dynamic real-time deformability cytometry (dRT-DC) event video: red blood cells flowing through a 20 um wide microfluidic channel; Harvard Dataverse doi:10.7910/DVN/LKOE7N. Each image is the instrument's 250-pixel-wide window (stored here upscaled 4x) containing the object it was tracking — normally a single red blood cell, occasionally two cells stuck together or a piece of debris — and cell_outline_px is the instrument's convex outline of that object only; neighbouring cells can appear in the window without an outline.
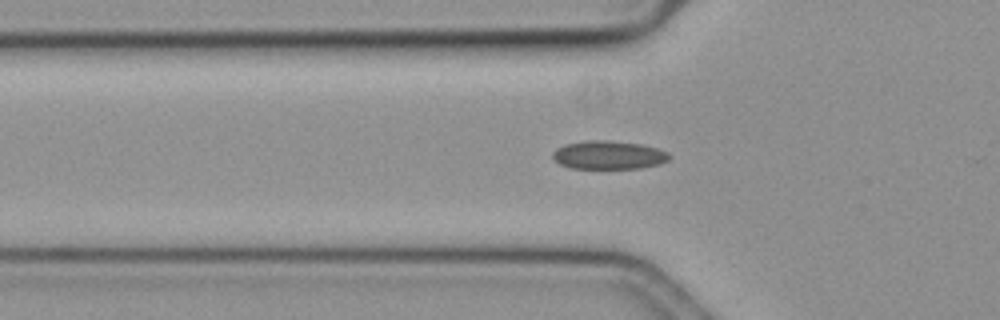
{"species": "common noctule bat (a hibernating species)", "species_latin": "Nyctalus noctula", "temperature_condition": "cold", "stored_images_in_passage": 44, "camera_frame_rate_fps": 3000, "um_per_image_px": 0.085, "animal": {"sex": "female", "body_mass_g": 19.3, "forearm_length_mm": 54.1}, "frame": {"image": 1, "passage_image": 10, "time_ms": 3.0, "image_size_px": [1000, 320], "cell_outline_px": [[672, 156], [668, 160], [660, 164], [640, 168], [568, 168], [560, 164], [552, 156], [552, 152], [556, 148], [564, 144], [588, 140], [604, 140], [640, 144], [656, 148], [668, 152]], "centroid_in_image_um": [51.72, 13.18], "position_along_channel_um": 74.1, "area_um2": 19.31}}
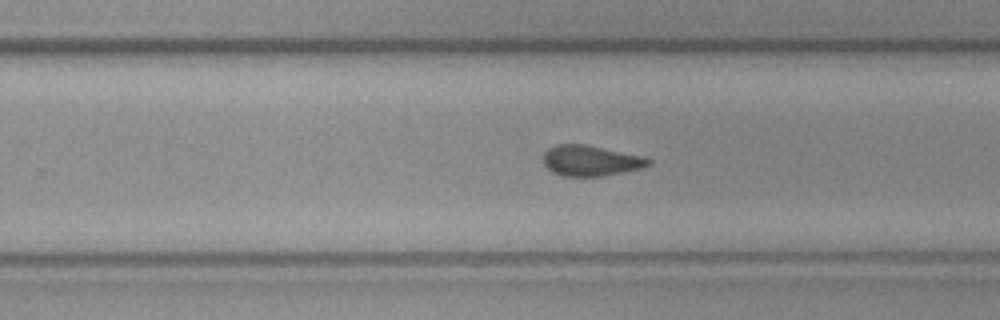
{"frame": {"image": 2, "passage_image": 27, "time_ms": 8.667, "image_size_px": [1000, 320], "cell_outline_px": [[652, 164], [640, 168], [600, 176], [564, 176], [552, 172], [544, 164], [544, 152], [548, 148], [556, 144], [584, 144], [644, 156], [652, 160]], "centroid_in_image_um": [50.2, 13.64], "position_along_channel_um": 279.6, "area_um2": 18.61}}
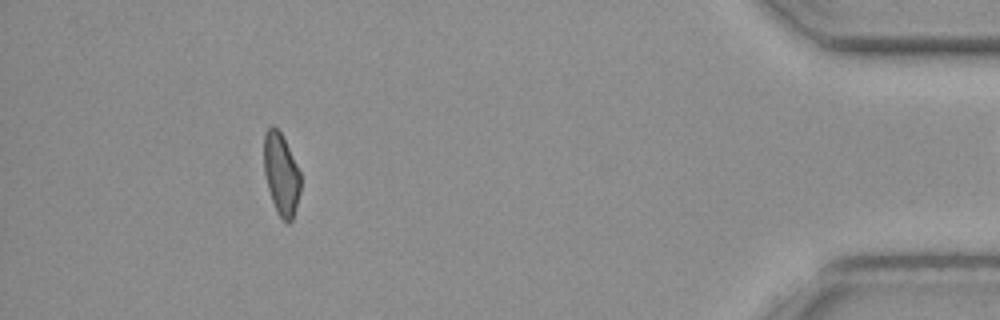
{"frame": {"image": 3, "passage_image": 43, "time_ms": 14.0, "image_size_px": [1000, 320], "cell_outline_px": [[300, 192], [296, 208], [292, 220], [288, 224], [276, 212], [268, 188], [264, 172], [264, 132], [272, 124], [280, 132], [300, 172]], "centroid_in_image_um": [23.89, 14.82], "position_along_channel_um": 411.3, "area_um2": 17.28}}